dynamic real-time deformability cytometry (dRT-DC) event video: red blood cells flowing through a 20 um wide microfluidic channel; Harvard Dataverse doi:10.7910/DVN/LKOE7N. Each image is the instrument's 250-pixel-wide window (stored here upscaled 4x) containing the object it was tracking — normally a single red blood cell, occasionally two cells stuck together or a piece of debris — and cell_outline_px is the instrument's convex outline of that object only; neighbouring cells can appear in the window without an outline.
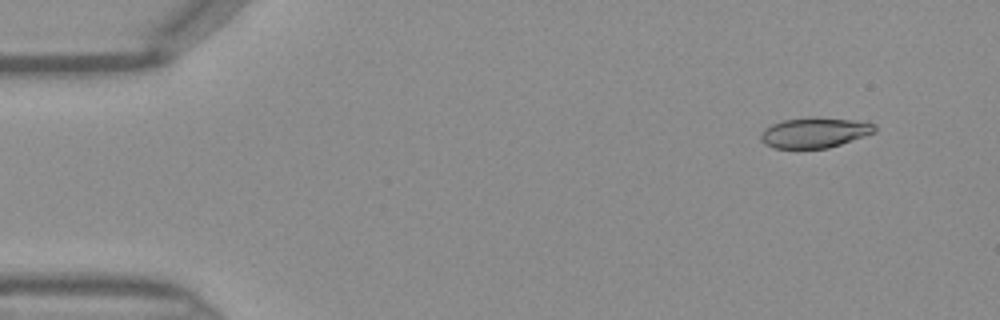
{"species": "Egyptian fruit bat (a non-hibernating species)", "species_latin": "Rousettus aegyptiacus", "temperature_condition": "warm", "stored_images_in_passage": 45, "camera_frame_rate_fps": 3000, "um_per_image_px": 0.085, "frame": {"image": 1, "passage_image": 4, "time_ms": 1.0, "image_size_px": [1000, 320], "cell_outline_px": [[876, 132], [828, 148], [772, 148], [764, 144], [760, 140], [760, 136], [764, 128], [772, 124], [784, 120], [852, 120], [876, 124]], "centroid_in_image_um": [69.2, 11.33], "position_along_channel_um": 15.8, "area_um2": 19.19}}
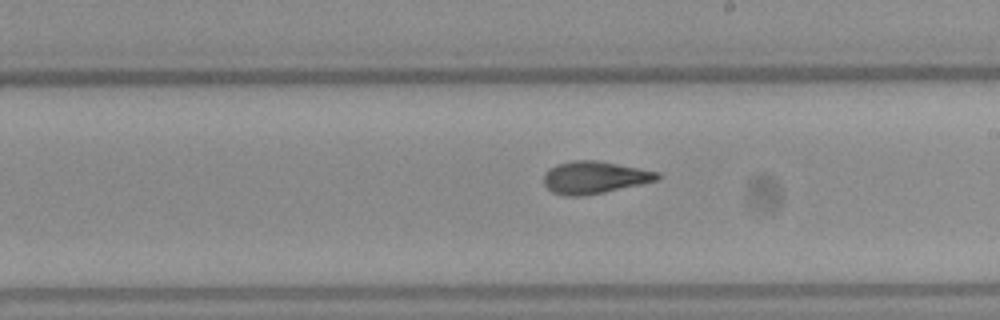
{"frame": {"image": 2, "passage_image": 26, "time_ms": 8.333, "image_size_px": [1000, 320], "cell_outline_px": [[664, 176], [660, 180], [604, 192], [580, 196], [564, 196], [552, 192], [544, 184], [544, 172], [548, 168], [556, 164], [572, 160], [596, 160], [640, 168], [660, 172]], "centroid_in_image_um": [50.55, 15.07], "position_along_channel_um": 238.5, "area_um2": 21.68}}
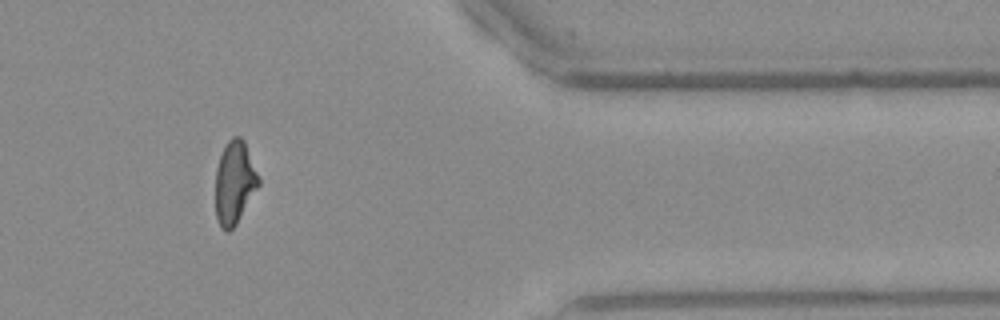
{"frame": {"image": 3, "passage_image": 38, "time_ms": 12.333, "image_size_px": [1000, 320], "cell_outline_px": [[260, 184], [236, 224], [228, 232], [224, 232], [220, 228], [216, 216], [216, 168], [220, 156], [228, 140], [232, 136], [240, 136], [244, 140], [260, 180]], "centroid_in_image_um": [19.93, 15.53], "position_along_channel_um": 391.5, "area_um2": 20.75}}